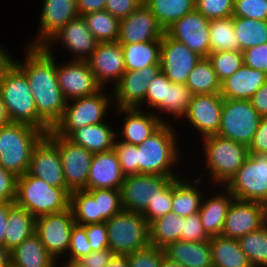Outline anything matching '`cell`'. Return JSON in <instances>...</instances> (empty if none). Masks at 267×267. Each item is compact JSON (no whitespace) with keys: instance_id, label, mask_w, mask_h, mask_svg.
Here are the masks:
<instances>
[{"instance_id":"obj_1","label":"cell","mask_w":267,"mask_h":267,"mask_svg":"<svg viewBox=\"0 0 267 267\" xmlns=\"http://www.w3.org/2000/svg\"><path fill=\"white\" fill-rule=\"evenodd\" d=\"M24 59L12 62L26 75L36 103L38 116L51 128L61 120L67 100L59 88L56 58L43 47L25 46Z\"/></svg>"},{"instance_id":"obj_2","label":"cell","mask_w":267,"mask_h":267,"mask_svg":"<svg viewBox=\"0 0 267 267\" xmlns=\"http://www.w3.org/2000/svg\"><path fill=\"white\" fill-rule=\"evenodd\" d=\"M173 122L163 123L150 137L137 145L139 174L183 176L174 168L182 160L179 133ZM180 159V160H179Z\"/></svg>"},{"instance_id":"obj_3","label":"cell","mask_w":267,"mask_h":267,"mask_svg":"<svg viewBox=\"0 0 267 267\" xmlns=\"http://www.w3.org/2000/svg\"><path fill=\"white\" fill-rule=\"evenodd\" d=\"M0 95L11 122L26 123L46 134L52 129L38 116L26 75L11 61L0 78Z\"/></svg>"},{"instance_id":"obj_4","label":"cell","mask_w":267,"mask_h":267,"mask_svg":"<svg viewBox=\"0 0 267 267\" xmlns=\"http://www.w3.org/2000/svg\"><path fill=\"white\" fill-rule=\"evenodd\" d=\"M45 135L26 123L11 122L0 127V165L16 177L23 176L28 172L35 146Z\"/></svg>"},{"instance_id":"obj_5","label":"cell","mask_w":267,"mask_h":267,"mask_svg":"<svg viewBox=\"0 0 267 267\" xmlns=\"http://www.w3.org/2000/svg\"><path fill=\"white\" fill-rule=\"evenodd\" d=\"M71 190L54 187L28 172L17 177L15 204L36 218L70 208Z\"/></svg>"},{"instance_id":"obj_6","label":"cell","mask_w":267,"mask_h":267,"mask_svg":"<svg viewBox=\"0 0 267 267\" xmlns=\"http://www.w3.org/2000/svg\"><path fill=\"white\" fill-rule=\"evenodd\" d=\"M200 143L206 160L204 168L210 176L208 182L214 187H225L249 156L247 145L218 135L203 138Z\"/></svg>"},{"instance_id":"obj_7","label":"cell","mask_w":267,"mask_h":267,"mask_svg":"<svg viewBox=\"0 0 267 267\" xmlns=\"http://www.w3.org/2000/svg\"><path fill=\"white\" fill-rule=\"evenodd\" d=\"M102 88L96 94L67 101L61 120L52 129L58 136L68 138L75 130L86 125L106 122L111 108L114 110L113 93ZM111 94V95H110ZM106 115V116H105Z\"/></svg>"},{"instance_id":"obj_8","label":"cell","mask_w":267,"mask_h":267,"mask_svg":"<svg viewBox=\"0 0 267 267\" xmlns=\"http://www.w3.org/2000/svg\"><path fill=\"white\" fill-rule=\"evenodd\" d=\"M105 223L108 248L115 255H127L150 244L149 223L142 213L122 209Z\"/></svg>"},{"instance_id":"obj_9","label":"cell","mask_w":267,"mask_h":267,"mask_svg":"<svg viewBox=\"0 0 267 267\" xmlns=\"http://www.w3.org/2000/svg\"><path fill=\"white\" fill-rule=\"evenodd\" d=\"M261 118L250 100L224 99L217 135L249 146Z\"/></svg>"},{"instance_id":"obj_10","label":"cell","mask_w":267,"mask_h":267,"mask_svg":"<svg viewBox=\"0 0 267 267\" xmlns=\"http://www.w3.org/2000/svg\"><path fill=\"white\" fill-rule=\"evenodd\" d=\"M235 199L264 203L267 200V155H252L225 186Z\"/></svg>"},{"instance_id":"obj_11","label":"cell","mask_w":267,"mask_h":267,"mask_svg":"<svg viewBox=\"0 0 267 267\" xmlns=\"http://www.w3.org/2000/svg\"><path fill=\"white\" fill-rule=\"evenodd\" d=\"M182 176H163L137 174L125 176L121 188L122 209L143 213L150 202L160 194L175 178Z\"/></svg>"},{"instance_id":"obj_12","label":"cell","mask_w":267,"mask_h":267,"mask_svg":"<svg viewBox=\"0 0 267 267\" xmlns=\"http://www.w3.org/2000/svg\"><path fill=\"white\" fill-rule=\"evenodd\" d=\"M46 136L59 148L63 175L71 190H87V180L93 153L83 146L74 144L66 137L58 136L53 130Z\"/></svg>"},{"instance_id":"obj_13","label":"cell","mask_w":267,"mask_h":267,"mask_svg":"<svg viewBox=\"0 0 267 267\" xmlns=\"http://www.w3.org/2000/svg\"><path fill=\"white\" fill-rule=\"evenodd\" d=\"M76 224L71 209L36 218V230L47 252L56 260L68 253L72 228Z\"/></svg>"},{"instance_id":"obj_14","label":"cell","mask_w":267,"mask_h":267,"mask_svg":"<svg viewBox=\"0 0 267 267\" xmlns=\"http://www.w3.org/2000/svg\"><path fill=\"white\" fill-rule=\"evenodd\" d=\"M98 43L89 31L84 18L78 16L55 33L43 48L54 56V47L56 48V45L60 44L63 49L65 48V51L71 53V60L86 61L94 52Z\"/></svg>"},{"instance_id":"obj_15","label":"cell","mask_w":267,"mask_h":267,"mask_svg":"<svg viewBox=\"0 0 267 267\" xmlns=\"http://www.w3.org/2000/svg\"><path fill=\"white\" fill-rule=\"evenodd\" d=\"M202 59L197 53L164 32L161 39L160 66L166 78L176 84H186L189 74Z\"/></svg>"},{"instance_id":"obj_16","label":"cell","mask_w":267,"mask_h":267,"mask_svg":"<svg viewBox=\"0 0 267 267\" xmlns=\"http://www.w3.org/2000/svg\"><path fill=\"white\" fill-rule=\"evenodd\" d=\"M160 72V64H154L139 71H125L112 90L114 107L142 109L149 83Z\"/></svg>"},{"instance_id":"obj_17","label":"cell","mask_w":267,"mask_h":267,"mask_svg":"<svg viewBox=\"0 0 267 267\" xmlns=\"http://www.w3.org/2000/svg\"><path fill=\"white\" fill-rule=\"evenodd\" d=\"M56 74L59 88L67 101L96 94L102 89L87 61L68 60L58 64Z\"/></svg>"},{"instance_id":"obj_18","label":"cell","mask_w":267,"mask_h":267,"mask_svg":"<svg viewBox=\"0 0 267 267\" xmlns=\"http://www.w3.org/2000/svg\"><path fill=\"white\" fill-rule=\"evenodd\" d=\"M267 223V212L261 202L234 199L228 209L221 235L239 239Z\"/></svg>"},{"instance_id":"obj_19","label":"cell","mask_w":267,"mask_h":267,"mask_svg":"<svg viewBox=\"0 0 267 267\" xmlns=\"http://www.w3.org/2000/svg\"><path fill=\"white\" fill-rule=\"evenodd\" d=\"M224 98L220 93L193 95L190 106L181 121L190 123L200 140L217 135L221 124V113Z\"/></svg>"},{"instance_id":"obj_20","label":"cell","mask_w":267,"mask_h":267,"mask_svg":"<svg viewBox=\"0 0 267 267\" xmlns=\"http://www.w3.org/2000/svg\"><path fill=\"white\" fill-rule=\"evenodd\" d=\"M210 19L197 9L175 21L165 32L177 41L182 42L202 58L210 54Z\"/></svg>"},{"instance_id":"obj_21","label":"cell","mask_w":267,"mask_h":267,"mask_svg":"<svg viewBox=\"0 0 267 267\" xmlns=\"http://www.w3.org/2000/svg\"><path fill=\"white\" fill-rule=\"evenodd\" d=\"M86 61L102 88L111 83L113 88L126 71L123 50L118 41L98 43Z\"/></svg>"},{"instance_id":"obj_22","label":"cell","mask_w":267,"mask_h":267,"mask_svg":"<svg viewBox=\"0 0 267 267\" xmlns=\"http://www.w3.org/2000/svg\"><path fill=\"white\" fill-rule=\"evenodd\" d=\"M164 32L155 15L143 2L127 17L119 20L117 41L120 44L161 41Z\"/></svg>"},{"instance_id":"obj_23","label":"cell","mask_w":267,"mask_h":267,"mask_svg":"<svg viewBox=\"0 0 267 267\" xmlns=\"http://www.w3.org/2000/svg\"><path fill=\"white\" fill-rule=\"evenodd\" d=\"M39 30L28 47H43L45 43L69 21L79 16L77 0H44L42 3Z\"/></svg>"},{"instance_id":"obj_24","label":"cell","mask_w":267,"mask_h":267,"mask_svg":"<svg viewBox=\"0 0 267 267\" xmlns=\"http://www.w3.org/2000/svg\"><path fill=\"white\" fill-rule=\"evenodd\" d=\"M28 173L51 186L67 187L59 148L46 135L32 152Z\"/></svg>"},{"instance_id":"obj_25","label":"cell","mask_w":267,"mask_h":267,"mask_svg":"<svg viewBox=\"0 0 267 267\" xmlns=\"http://www.w3.org/2000/svg\"><path fill=\"white\" fill-rule=\"evenodd\" d=\"M115 114L124 116L117 139L128 144L139 145L164 123L153 112L140 108H115ZM121 136V137H120Z\"/></svg>"},{"instance_id":"obj_26","label":"cell","mask_w":267,"mask_h":267,"mask_svg":"<svg viewBox=\"0 0 267 267\" xmlns=\"http://www.w3.org/2000/svg\"><path fill=\"white\" fill-rule=\"evenodd\" d=\"M124 178L121 165L113 149L93 154L87 189H120Z\"/></svg>"},{"instance_id":"obj_27","label":"cell","mask_w":267,"mask_h":267,"mask_svg":"<svg viewBox=\"0 0 267 267\" xmlns=\"http://www.w3.org/2000/svg\"><path fill=\"white\" fill-rule=\"evenodd\" d=\"M266 82V73L243 64L234 74L221 82L220 94L224 99L250 100Z\"/></svg>"},{"instance_id":"obj_28","label":"cell","mask_w":267,"mask_h":267,"mask_svg":"<svg viewBox=\"0 0 267 267\" xmlns=\"http://www.w3.org/2000/svg\"><path fill=\"white\" fill-rule=\"evenodd\" d=\"M222 189L221 193H215L212 189V195L206 197L204 193L202 198L199 215L203 230L209 237L221 235L228 209L235 199L226 187Z\"/></svg>"},{"instance_id":"obj_29","label":"cell","mask_w":267,"mask_h":267,"mask_svg":"<svg viewBox=\"0 0 267 267\" xmlns=\"http://www.w3.org/2000/svg\"><path fill=\"white\" fill-rule=\"evenodd\" d=\"M175 178L172 181V210L178 216L188 217L199 212L202 198L204 196L200 183L204 173L199 174V177L194 181L189 177Z\"/></svg>"},{"instance_id":"obj_30","label":"cell","mask_w":267,"mask_h":267,"mask_svg":"<svg viewBox=\"0 0 267 267\" xmlns=\"http://www.w3.org/2000/svg\"><path fill=\"white\" fill-rule=\"evenodd\" d=\"M165 256L185 267H213L209 240L188 242L179 240L163 248Z\"/></svg>"},{"instance_id":"obj_31","label":"cell","mask_w":267,"mask_h":267,"mask_svg":"<svg viewBox=\"0 0 267 267\" xmlns=\"http://www.w3.org/2000/svg\"><path fill=\"white\" fill-rule=\"evenodd\" d=\"M110 123L102 122L95 125H86L75 130L68 139L74 144L83 146L91 153L107 152L113 149L117 138V129Z\"/></svg>"},{"instance_id":"obj_32","label":"cell","mask_w":267,"mask_h":267,"mask_svg":"<svg viewBox=\"0 0 267 267\" xmlns=\"http://www.w3.org/2000/svg\"><path fill=\"white\" fill-rule=\"evenodd\" d=\"M7 227L4 232V247L12 251L36 230V217L14 204L8 211Z\"/></svg>"},{"instance_id":"obj_33","label":"cell","mask_w":267,"mask_h":267,"mask_svg":"<svg viewBox=\"0 0 267 267\" xmlns=\"http://www.w3.org/2000/svg\"><path fill=\"white\" fill-rule=\"evenodd\" d=\"M11 263L16 267H55L56 259L34 233L11 251Z\"/></svg>"},{"instance_id":"obj_34","label":"cell","mask_w":267,"mask_h":267,"mask_svg":"<svg viewBox=\"0 0 267 267\" xmlns=\"http://www.w3.org/2000/svg\"><path fill=\"white\" fill-rule=\"evenodd\" d=\"M209 244L213 267H252L237 239L212 236Z\"/></svg>"},{"instance_id":"obj_35","label":"cell","mask_w":267,"mask_h":267,"mask_svg":"<svg viewBox=\"0 0 267 267\" xmlns=\"http://www.w3.org/2000/svg\"><path fill=\"white\" fill-rule=\"evenodd\" d=\"M126 71H139L160 64L161 41L121 44Z\"/></svg>"},{"instance_id":"obj_36","label":"cell","mask_w":267,"mask_h":267,"mask_svg":"<svg viewBox=\"0 0 267 267\" xmlns=\"http://www.w3.org/2000/svg\"><path fill=\"white\" fill-rule=\"evenodd\" d=\"M185 217L169 212L149 224V243L163 249L168 244L181 240L182 221Z\"/></svg>"},{"instance_id":"obj_37","label":"cell","mask_w":267,"mask_h":267,"mask_svg":"<svg viewBox=\"0 0 267 267\" xmlns=\"http://www.w3.org/2000/svg\"><path fill=\"white\" fill-rule=\"evenodd\" d=\"M143 2L164 30L195 9V0H143Z\"/></svg>"},{"instance_id":"obj_38","label":"cell","mask_w":267,"mask_h":267,"mask_svg":"<svg viewBox=\"0 0 267 267\" xmlns=\"http://www.w3.org/2000/svg\"><path fill=\"white\" fill-rule=\"evenodd\" d=\"M193 94L186 84H176L170 82L166 87L165 105L155 114L162 122L171 123L165 120L163 114H168L177 120L183 118L190 106ZM177 119V120H176Z\"/></svg>"},{"instance_id":"obj_39","label":"cell","mask_w":267,"mask_h":267,"mask_svg":"<svg viewBox=\"0 0 267 267\" xmlns=\"http://www.w3.org/2000/svg\"><path fill=\"white\" fill-rule=\"evenodd\" d=\"M186 86L193 95L220 93L221 82L208 58H202L189 74Z\"/></svg>"},{"instance_id":"obj_40","label":"cell","mask_w":267,"mask_h":267,"mask_svg":"<svg viewBox=\"0 0 267 267\" xmlns=\"http://www.w3.org/2000/svg\"><path fill=\"white\" fill-rule=\"evenodd\" d=\"M239 51L267 43V20L233 17Z\"/></svg>"},{"instance_id":"obj_41","label":"cell","mask_w":267,"mask_h":267,"mask_svg":"<svg viewBox=\"0 0 267 267\" xmlns=\"http://www.w3.org/2000/svg\"><path fill=\"white\" fill-rule=\"evenodd\" d=\"M210 53L239 50L233 25V16L211 19L209 23Z\"/></svg>"},{"instance_id":"obj_42","label":"cell","mask_w":267,"mask_h":267,"mask_svg":"<svg viewBox=\"0 0 267 267\" xmlns=\"http://www.w3.org/2000/svg\"><path fill=\"white\" fill-rule=\"evenodd\" d=\"M87 27L96 40L101 42H115L119 36V19L106 10L88 13L82 16Z\"/></svg>"},{"instance_id":"obj_43","label":"cell","mask_w":267,"mask_h":267,"mask_svg":"<svg viewBox=\"0 0 267 267\" xmlns=\"http://www.w3.org/2000/svg\"><path fill=\"white\" fill-rule=\"evenodd\" d=\"M252 267H267V223L238 239Z\"/></svg>"},{"instance_id":"obj_44","label":"cell","mask_w":267,"mask_h":267,"mask_svg":"<svg viewBox=\"0 0 267 267\" xmlns=\"http://www.w3.org/2000/svg\"><path fill=\"white\" fill-rule=\"evenodd\" d=\"M70 209L78 225L98 223L97 201L86 190H74L70 194Z\"/></svg>"},{"instance_id":"obj_45","label":"cell","mask_w":267,"mask_h":267,"mask_svg":"<svg viewBox=\"0 0 267 267\" xmlns=\"http://www.w3.org/2000/svg\"><path fill=\"white\" fill-rule=\"evenodd\" d=\"M97 201L98 223L109 220L122 210L120 189H87Z\"/></svg>"},{"instance_id":"obj_46","label":"cell","mask_w":267,"mask_h":267,"mask_svg":"<svg viewBox=\"0 0 267 267\" xmlns=\"http://www.w3.org/2000/svg\"><path fill=\"white\" fill-rule=\"evenodd\" d=\"M207 58L220 82L234 74L244 64L243 53L239 50L212 52Z\"/></svg>"},{"instance_id":"obj_47","label":"cell","mask_w":267,"mask_h":267,"mask_svg":"<svg viewBox=\"0 0 267 267\" xmlns=\"http://www.w3.org/2000/svg\"><path fill=\"white\" fill-rule=\"evenodd\" d=\"M113 151L119 160L124 176L139 174L137 145L121 142L116 138Z\"/></svg>"},{"instance_id":"obj_48","label":"cell","mask_w":267,"mask_h":267,"mask_svg":"<svg viewBox=\"0 0 267 267\" xmlns=\"http://www.w3.org/2000/svg\"><path fill=\"white\" fill-rule=\"evenodd\" d=\"M169 83L170 81L162 72L149 83L144 100V104L146 103L144 110L156 114L165 105L166 87Z\"/></svg>"},{"instance_id":"obj_49","label":"cell","mask_w":267,"mask_h":267,"mask_svg":"<svg viewBox=\"0 0 267 267\" xmlns=\"http://www.w3.org/2000/svg\"><path fill=\"white\" fill-rule=\"evenodd\" d=\"M126 256L129 267H160L165 253L163 249L149 244Z\"/></svg>"},{"instance_id":"obj_50","label":"cell","mask_w":267,"mask_h":267,"mask_svg":"<svg viewBox=\"0 0 267 267\" xmlns=\"http://www.w3.org/2000/svg\"><path fill=\"white\" fill-rule=\"evenodd\" d=\"M234 0H195V9L208 19L232 16Z\"/></svg>"},{"instance_id":"obj_51","label":"cell","mask_w":267,"mask_h":267,"mask_svg":"<svg viewBox=\"0 0 267 267\" xmlns=\"http://www.w3.org/2000/svg\"><path fill=\"white\" fill-rule=\"evenodd\" d=\"M232 16L267 20V0H234Z\"/></svg>"},{"instance_id":"obj_52","label":"cell","mask_w":267,"mask_h":267,"mask_svg":"<svg viewBox=\"0 0 267 267\" xmlns=\"http://www.w3.org/2000/svg\"><path fill=\"white\" fill-rule=\"evenodd\" d=\"M90 252H92V248L89 244L86 230L81 225L75 224L72 228L68 253L63 259L77 261Z\"/></svg>"},{"instance_id":"obj_53","label":"cell","mask_w":267,"mask_h":267,"mask_svg":"<svg viewBox=\"0 0 267 267\" xmlns=\"http://www.w3.org/2000/svg\"><path fill=\"white\" fill-rule=\"evenodd\" d=\"M172 182L150 202L147 209L142 213L150 224L158 217L164 216L172 210Z\"/></svg>"},{"instance_id":"obj_54","label":"cell","mask_w":267,"mask_h":267,"mask_svg":"<svg viewBox=\"0 0 267 267\" xmlns=\"http://www.w3.org/2000/svg\"><path fill=\"white\" fill-rule=\"evenodd\" d=\"M210 237L203 230L199 212L182 221L181 240L188 242H200L209 240Z\"/></svg>"},{"instance_id":"obj_55","label":"cell","mask_w":267,"mask_h":267,"mask_svg":"<svg viewBox=\"0 0 267 267\" xmlns=\"http://www.w3.org/2000/svg\"><path fill=\"white\" fill-rule=\"evenodd\" d=\"M244 64L267 74V43L242 51Z\"/></svg>"},{"instance_id":"obj_56","label":"cell","mask_w":267,"mask_h":267,"mask_svg":"<svg viewBox=\"0 0 267 267\" xmlns=\"http://www.w3.org/2000/svg\"><path fill=\"white\" fill-rule=\"evenodd\" d=\"M81 226L86 230L92 251H101L108 248L109 242L105 222Z\"/></svg>"},{"instance_id":"obj_57","label":"cell","mask_w":267,"mask_h":267,"mask_svg":"<svg viewBox=\"0 0 267 267\" xmlns=\"http://www.w3.org/2000/svg\"><path fill=\"white\" fill-rule=\"evenodd\" d=\"M17 177L0 165V203L15 202Z\"/></svg>"},{"instance_id":"obj_58","label":"cell","mask_w":267,"mask_h":267,"mask_svg":"<svg viewBox=\"0 0 267 267\" xmlns=\"http://www.w3.org/2000/svg\"><path fill=\"white\" fill-rule=\"evenodd\" d=\"M143 0H106L105 9L119 20L136 10Z\"/></svg>"},{"instance_id":"obj_59","label":"cell","mask_w":267,"mask_h":267,"mask_svg":"<svg viewBox=\"0 0 267 267\" xmlns=\"http://www.w3.org/2000/svg\"><path fill=\"white\" fill-rule=\"evenodd\" d=\"M249 154L267 155V117H262L259 127L248 146Z\"/></svg>"},{"instance_id":"obj_60","label":"cell","mask_w":267,"mask_h":267,"mask_svg":"<svg viewBox=\"0 0 267 267\" xmlns=\"http://www.w3.org/2000/svg\"><path fill=\"white\" fill-rule=\"evenodd\" d=\"M114 253L106 248L101 251H92L77 260L82 267H105L114 257Z\"/></svg>"},{"instance_id":"obj_61","label":"cell","mask_w":267,"mask_h":267,"mask_svg":"<svg viewBox=\"0 0 267 267\" xmlns=\"http://www.w3.org/2000/svg\"><path fill=\"white\" fill-rule=\"evenodd\" d=\"M250 102L261 117H267V82L252 95Z\"/></svg>"},{"instance_id":"obj_62","label":"cell","mask_w":267,"mask_h":267,"mask_svg":"<svg viewBox=\"0 0 267 267\" xmlns=\"http://www.w3.org/2000/svg\"><path fill=\"white\" fill-rule=\"evenodd\" d=\"M106 0H77V12L79 16L105 9Z\"/></svg>"},{"instance_id":"obj_63","label":"cell","mask_w":267,"mask_h":267,"mask_svg":"<svg viewBox=\"0 0 267 267\" xmlns=\"http://www.w3.org/2000/svg\"><path fill=\"white\" fill-rule=\"evenodd\" d=\"M14 202L0 203V245L4 246V232L7 227L8 211Z\"/></svg>"},{"instance_id":"obj_64","label":"cell","mask_w":267,"mask_h":267,"mask_svg":"<svg viewBox=\"0 0 267 267\" xmlns=\"http://www.w3.org/2000/svg\"><path fill=\"white\" fill-rule=\"evenodd\" d=\"M13 54L5 48V46L0 45V78L3 70L9 65L12 61Z\"/></svg>"},{"instance_id":"obj_65","label":"cell","mask_w":267,"mask_h":267,"mask_svg":"<svg viewBox=\"0 0 267 267\" xmlns=\"http://www.w3.org/2000/svg\"><path fill=\"white\" fill-rule=\"evenodd\" d=\"M105 267H129L126 255H114Z\"/></svg>"},{"instance_id":"obj_66","label":"cell","mask_w":267,"mask_h":267,"mask_svg":"<svg viewBox=\"0 0 267 267\" xmlns=\"http://www.w3.org/2000/svg\"><path fill=\"white\" fill-rule=\"evenodd\" d=\"M10 123V116L8 115L7 108L5 107L0 95V127L6 126Z\"/></svg>"},{"instance_id":"obj_67","label":"cell","mask_w":267,"mask_h":267,"mask_svg":"<svg viewBox=\"0 0 267 267\" xmlns=\"http://www.w3.org/2000/svg\"><path fill=\"white\" fill-rule=\"evenodd\" d=\"M11 264V252L0 245V267H8Z\"/></svg>"},{"instance_id":"obj_68","label":"cell","mask_w":267,"mask_h":267,"mask_svg":"<svg viewBox=\"0 0 267 267\" xmlns=\"http://www.w3.org/2000/svg\"><path fill=\"white\" fill-rule=\"evenodd\" d=\"M62 260H63V262H61V263L59 262L58 263V261H62ZM55 267H82V266L77 261H68V260H65V262H64V259H61V260H56Z\"/></svg>"},{"instance_id":"obj_69","label":"cell","mask_w":267,"mask_h":267,"mask_svg":"<svg viewBox=\"0 0 267 267\" xmlns=\"http://www.w3.org/2000/svg\"><path fill=\"white\" fill-rule=\"evenodd\" d=\"M160 267H185V266H183L182 264H179L178 262L169 260L166 256H164L161 261Z\"/></svg>"},{"instance_id":"obj_70","label":"cell","mask_w":267,"mask_h":267,"mask_svg":"<svg viewBox=\"0 0 267 267\" xmlns=\"http://www.w3.org/2000/svg\"><path fill=\"white\" fill-rule=\"evenodd\" d=\"M263 204H264V206H265V210H266V212H267V200H266Z\"/></svg>"},{"instance_id":"obj_71","label":"cell","mask_w":267,"mask_h":267,"mask_svg":"<svg viewBox=\"0 0 267 267\" xmlns=\"http://www.w3.org/2000/svg\"><path fill=\"white\" fill-rule=\"evenodd\" d=\"M8 267H16V266H14V265L11 263Z\"/></svg>"}]
</instances>
